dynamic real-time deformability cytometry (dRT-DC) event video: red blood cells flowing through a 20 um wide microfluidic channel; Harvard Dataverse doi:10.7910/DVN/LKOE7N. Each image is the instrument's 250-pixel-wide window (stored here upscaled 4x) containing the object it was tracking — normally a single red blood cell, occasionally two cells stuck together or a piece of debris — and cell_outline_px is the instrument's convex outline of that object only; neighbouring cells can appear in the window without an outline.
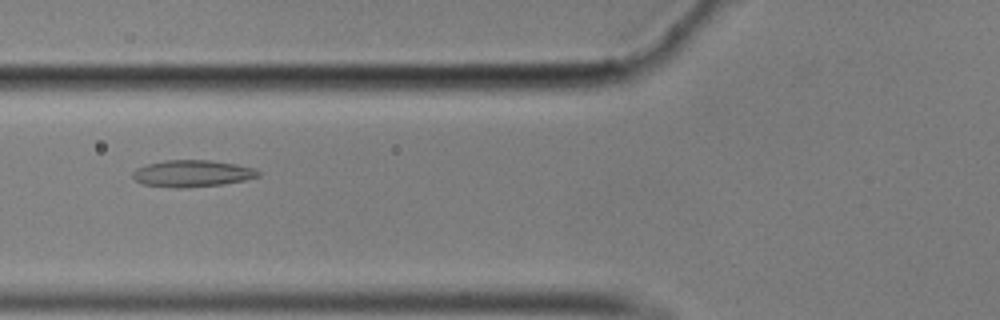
{"species": "common noctule bat (a hibernating species)", "species_latin": "Nyctalus noctula", "temperature_condition": "cold", "stored_images_in_passage": 44, "camera_frame_rate_fps": 3000, "um_per_image_px": 0.085, "animal": {"sex": "male", "body_mass_g": 17.9}, "frame": {"image": 1, "passage_image": 9, "time_ms": 2.667, "image_size_px": [1000, 320], "cell_outline_px": [[260, 176], [244, 180], [220, 184], [184, 188], [176, 188], [144, 184], [136, 180], [132, 176], [132, 172], [136, 168], [148, 164], [164, 160], [212, 160], [236, 164], [256, 168], [260, 172]], "centroid_in_image_um": [16.35, 14.73], "position_along_channel_um": 109.4, "area_um2": 19.54}}
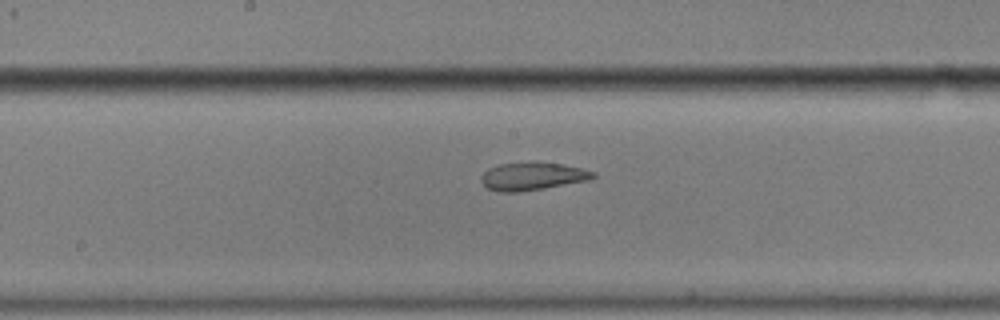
{"frame": {"image": 2, "passage_image": 17, "time_ms": 5.333, "image_size_px": [1000, 320], "cell_outline_px": [[596, 176], [588, 180], [544, 188], [520, 192], [496, 192], [488, 188], [480, 180], [480, 176], [488, 168], [500, 164], [560, 164], [580, 168], [596, 172]], "centroid_in_image_um": [45.22, 15.02], "position_along_channel_um": 203.0, "area_um2": 17.57}}
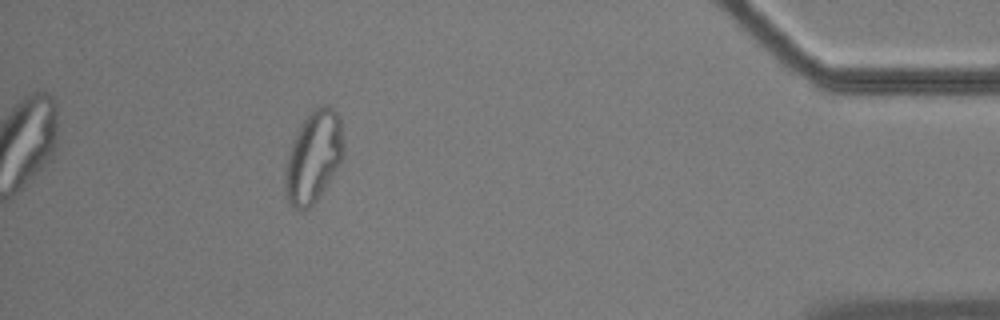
{"frame": {"image": 3, "passage_image": 39, "time_ms": 12.667, "image_size_px": [1000, 320], "cell_outline_px": [[344, 156], [340, 164], [316, 200], [304, 212], [292, 208], [284, 192], [284, 172], [288, 152], [292, 140], [300, 124], [312, 108], [320, 104], [328, 104], [340, 116], [344, 144]], "centroid_in_image_um": [26.63, 13.3], "position_along_channel_um": 408.6, "area_um2": 31.79}, "authors_computed_cell_mechanics": {"area_um2": 19.6809, "velocity_mm_per_s": 3.502, "shape_relaxation_time_tau1_ms": null, "shape_relaxation_time_tau2_ms": 2.0652, "deformation_change_tau1": null, "deformation_change_tau2": 0.0757}}